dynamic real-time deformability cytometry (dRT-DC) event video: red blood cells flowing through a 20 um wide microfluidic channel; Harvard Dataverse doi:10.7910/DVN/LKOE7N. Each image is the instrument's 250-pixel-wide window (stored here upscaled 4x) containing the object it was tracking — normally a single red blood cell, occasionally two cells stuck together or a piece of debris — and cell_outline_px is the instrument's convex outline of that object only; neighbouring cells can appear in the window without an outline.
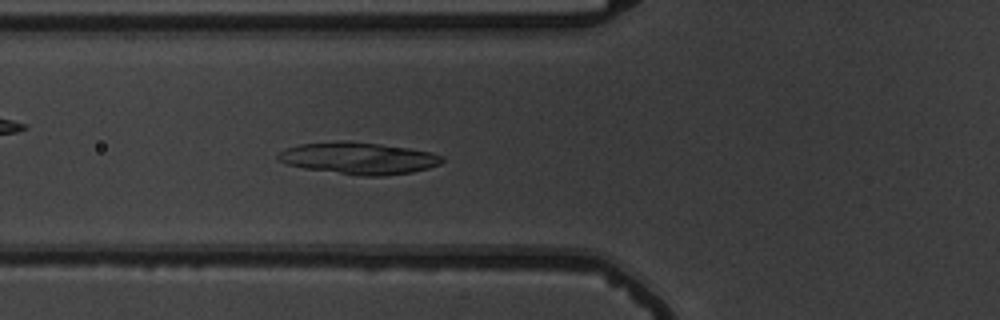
{"species": "common noctule bat (a hibernating species)", "species_latin": "Nyctalus noctula", "temperature_condition": "warm", "stored_images_in_passage": 56, "camera_frame_rate_fps": 3000, "um_per_image_px": 0.085, "animal": {"sex": "male", "body_mass_g": 19.5, "forearm_length_mm": 54.6}, "frame": {"image": 1, "passage_image": 22, "time_ms": 7.0, "image_size_px": [1000, 320], "cell_outline_px": [[444, 160], [440, 164], [428, 168], [412, 172], [384, 176], [360, 176], [304, 168], [288, 164], [280, 160], [276, 156], [284, 148], [300, 144], [340, 140], [348, 140], [380, 144], [408, 148], [432, 152], [444, 156]], "centroid_in_image_um": [30.5, 13.44], "position_along_channel_um": 95.3, "area_um2": 30.63}}
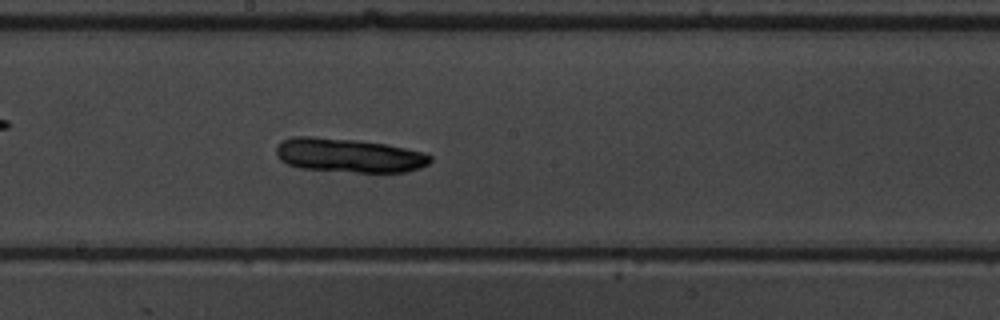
{"frame": {"image": 2, "passage_image": 32, "time_ms": 10.333, "image_size_px": [1000, 320], "cell_outline_px": [[432, 160], [428, 164], [420, 168], [408, 172], [356, 172], [300, 168], [288, 164], [280, 160], [276, 156], [276, 148], [280, 140], [292, 136], [312, 136], [356, 140], [384, 144], [424, 152], [432, 156]], "centroid_in_image_um": [29.63, 13.2], "position_along_channel_um": 218.6, "area_um2": 30.69}}
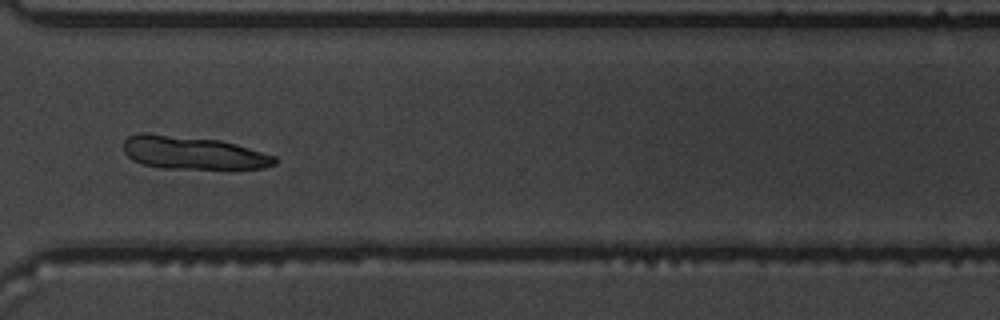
{"frame": {"image": 3, "passage_image": 43, "time_ms": 14.0, "image_size_px": [1000, 320], "cell_outline_px": [[276, 164], [264, 168], [160, 168], [140, 164], [132, 160], [124, 152], [124, 140], [128, 136], [140, 132], [148, 132], [220, 140], [236, 144], [276, 156]], "centroid_in_image_um": [16.34, 12.97], "position_along_channel_um": 354.3, "area_um2": 29.25}}